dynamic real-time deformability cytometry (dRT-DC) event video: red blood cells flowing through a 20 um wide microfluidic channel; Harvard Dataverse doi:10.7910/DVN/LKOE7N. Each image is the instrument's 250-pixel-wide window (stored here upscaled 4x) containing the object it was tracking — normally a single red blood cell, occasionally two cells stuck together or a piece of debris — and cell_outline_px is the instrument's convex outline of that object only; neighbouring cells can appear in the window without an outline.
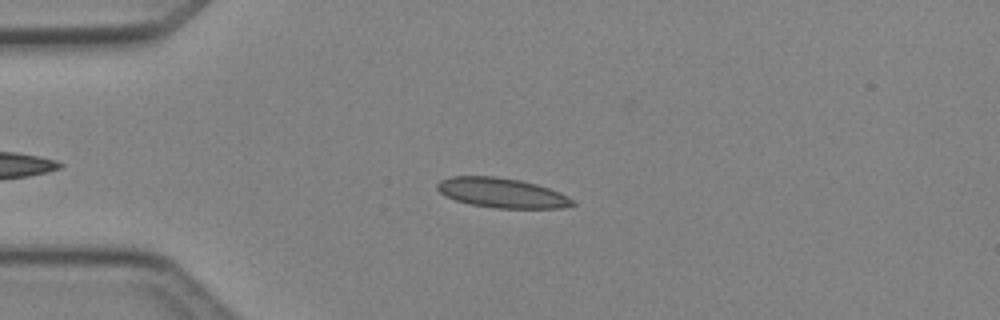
{"species": "Egyptian fruit bat (a non-hibernating species)", "species_latin": "Rousettus aegyptiacus", "temperature_condition": "cold", "stored_images_in_passage": 43, "camera_frame_rate_fps": 3000, "um_per_image_px": 0.085, "animal": {"sex": "female"}, "frame": {"image": 1, "passage_image": 11, "time_ms": 3.333, "image_size_px": [1000, 320], "cell_outline_px": [[576, 204], [560, 208], [496, 208], [468, 204], [444, 196], [436, 188], [436, 184], [440, 180], [448, 176], [496, 176], [520, 180], [536, 184], [560, 192], [568, 196]], "centroid_in_image_um": [42.61, 16.39], "position_along_channel_um": 42.4, "area_um2": 23.58}}
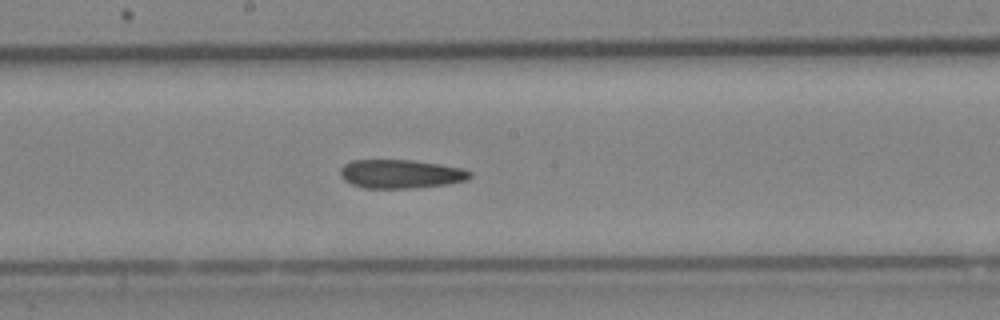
{"frame": {"image": 2, "passage_image": 25, "time_ms": 8.0, "image_size_px": [1000, 320], "cell_outline_px": [[472, 176], [468, 180], [448, 184], [408, 188], [364, 188], [352, 184], [344, 180], [340, 176], [340, 168], [344, 164], [352, 160], [412, 160], [440, 164], [464, 168], [472, 172]], "centroid_in_image_um": [34.08, 14.78], "position_along_channel_um": 214.1, "area_um2": 21.85}}
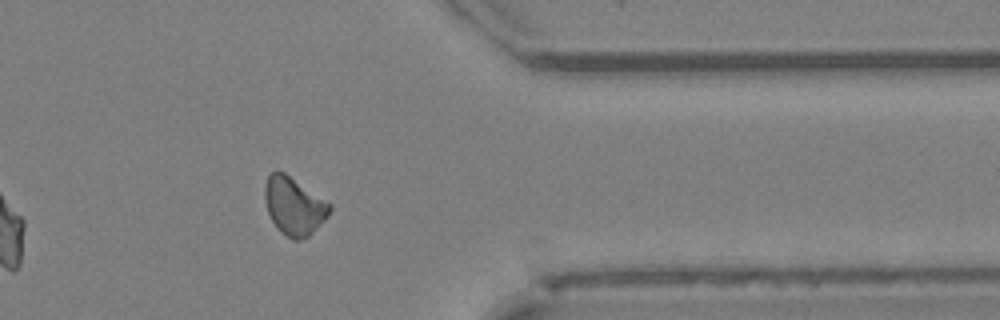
{"frame": {"image": 3, "passage_image": 38, "time_ms": 12.333, "image_size_px": [1000, 320], "cell_outline_px": [[332, 208], [328, 216], [308, 236], [300, 240], [292, 240], [280, 232], [276, 228], [268, 212], [264, 196], [264, 188], [268, 176], [276, 168], [284, 172], [332, 204]], "centroid_in_image_um": [24.98, 17.5], "position_along_channel_um": 386.4, "area_um2": 21.91}}